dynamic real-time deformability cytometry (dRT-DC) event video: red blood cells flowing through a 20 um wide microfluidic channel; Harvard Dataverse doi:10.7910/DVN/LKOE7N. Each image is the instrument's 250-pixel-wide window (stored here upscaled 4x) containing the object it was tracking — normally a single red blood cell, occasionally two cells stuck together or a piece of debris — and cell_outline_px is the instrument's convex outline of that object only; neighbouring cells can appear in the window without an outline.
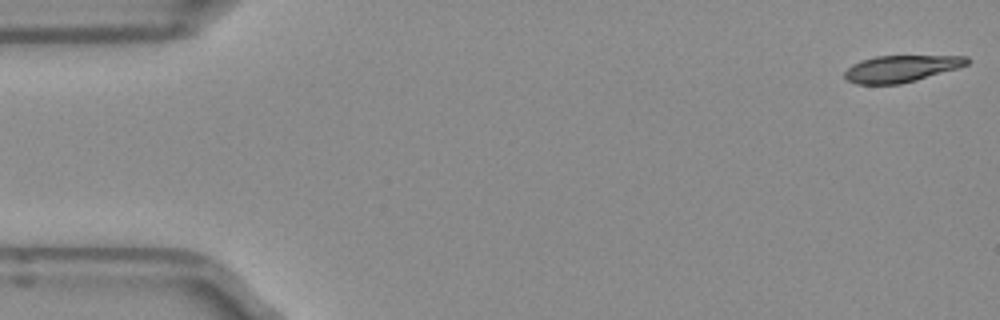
{"species": "Egyptian fruit bat (a non-hibernating species)", "species_latin": "Rousettus aegyptiacus", "temperature_condition": "room temperature", "stored_images_in_passage": 7, "camera_frame_rate_fps": 3000, "um_per_image_px": 0.085, "frame": {"image": 1, "passage_image": 1, "time_ms": 0.0, "image_size_px": [1000, 320], "cell_outline_px": [[972, 60], [968, 64], [960, 68], [916, 80], [900, 84], [856, 84], [848, 80], [844, 76], [844, 72], [852, 64], [860, 60], [876, 56], [968, 56]], "centroid_in_image_um": [76.63, 5.83], "position_along_channel_um": 8.4, "area_um2": 19.19}}